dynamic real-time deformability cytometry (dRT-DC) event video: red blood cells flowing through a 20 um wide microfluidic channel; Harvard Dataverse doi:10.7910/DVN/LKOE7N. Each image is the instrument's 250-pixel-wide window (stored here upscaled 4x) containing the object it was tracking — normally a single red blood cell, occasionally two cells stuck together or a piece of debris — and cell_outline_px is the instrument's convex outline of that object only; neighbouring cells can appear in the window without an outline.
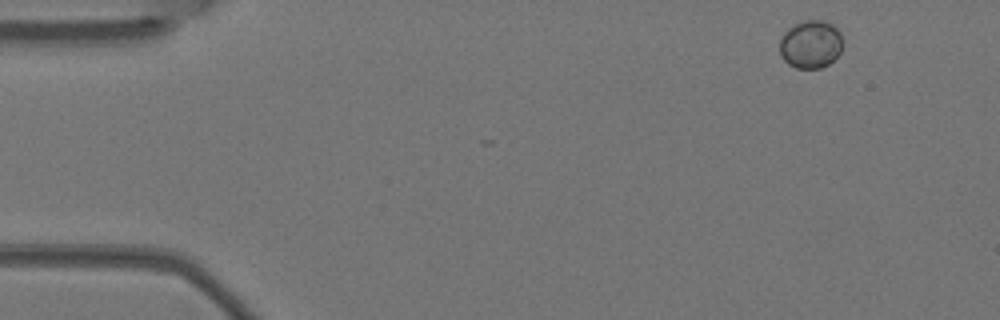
{"species": "Egyptian fruit bat (a non-hibernating species)", "species_latin": "Rousettus aegyptiacus", "temperature_condition": "warm", "stored_images_in_passage": 4, "camera_frame_rate_fps": 3000, "um_per_image_px": 0.085, "animal": {"sex": "female"}, "frame": {"image": 1, "passage_image": 1, "time_ms": 0.0, "image_size_px": [1000, 320], "cell_outline_px": [[840, 52], [828, 64], [820, 68], [796, 68], [788, 64], [780, 56], [780, 40], [784, 32], [792, 24], [800, 20], [824, 20], [832, 24], [840, 32]], "centroid_in_image_um": [68.86, 3.74], "position_along_channel_um": 16.1, "area_um2": 17.63}}
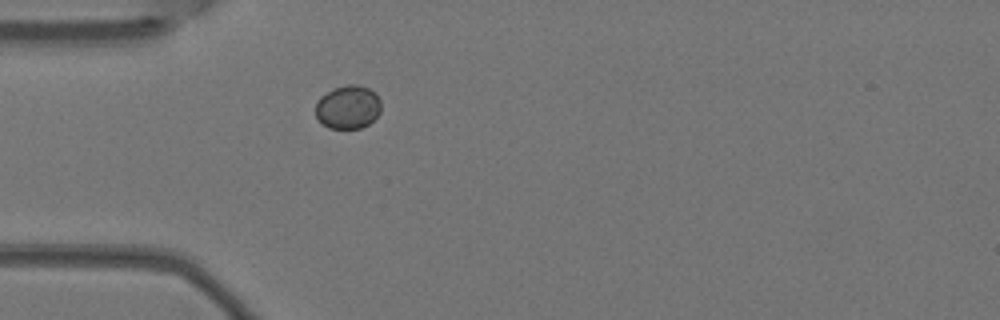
{"frame": {"image": 2, "passage_image": 4, "time_ms": 1.0, "image_size_px": [1000, 320], "cell_outline_px": [[380, 112], [368, 124], [360, 128], [328, 128], [316, 116], [316, 104], [320, 96], [332, 88], [348, 84], [356, 84], [368, 88], [376, 92], [380, 100]], "centroid_in_image_um": [29.58, 9.08], "position_along_channel_um": 55.4, "area_um2": 16.59}}